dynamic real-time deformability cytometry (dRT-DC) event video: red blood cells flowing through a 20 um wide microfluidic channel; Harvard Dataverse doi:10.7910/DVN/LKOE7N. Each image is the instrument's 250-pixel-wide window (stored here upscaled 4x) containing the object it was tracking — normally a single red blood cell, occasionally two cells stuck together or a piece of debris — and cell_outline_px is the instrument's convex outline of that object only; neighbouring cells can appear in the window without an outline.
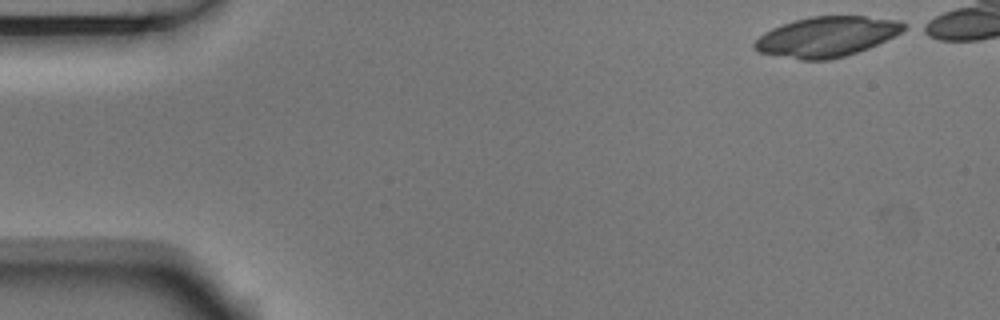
{"species": "Egyptian fruit bat (a non-hibernating species)", "species_latin": "Rousettus aegyptiacus", "temperature_condition": "room temperature", "stored_images_in_passage": 5, "camera_frame_rate_fps": 3000, "um_per_image_px": 0.085, "animal": {"sex": "male"}, "frame": {"image": 1, "passage_image": 1, "time_ms": 0.0, "image_size_px": [1000, 320], "cell_outline_px": [[908, 28], [868, 48], [844, 56], [828, 60], [800, 60], [760, 52], [752, 48], [752, 44], [764, 32], [772, 28], [796, 20], [812, 16], [864, 16], [900, 20], [908, 24]], "centroid_in_image_um": [70.27, 3.11], "position_along_channel_um": 14.7, "area_um2": 34.68}}